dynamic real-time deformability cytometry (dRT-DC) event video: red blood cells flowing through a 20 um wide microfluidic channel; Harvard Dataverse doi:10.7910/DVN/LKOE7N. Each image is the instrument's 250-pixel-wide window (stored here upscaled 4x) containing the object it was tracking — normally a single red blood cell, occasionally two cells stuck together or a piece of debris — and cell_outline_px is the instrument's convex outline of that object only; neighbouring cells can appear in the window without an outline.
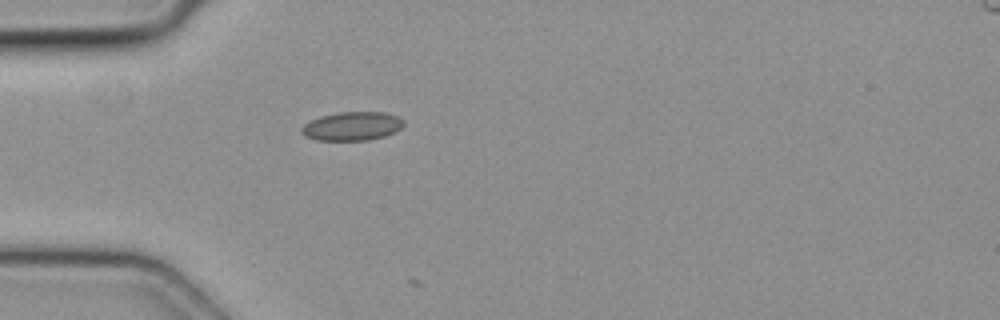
{"species": "common noctule bat (a hibernating species)", "species_latin": "Nyctalus noctula", "temperature_condition": "cold", "stored_images_in_passage": 1, "camera_frame_rate_fps": 3000, "um_per_image_px": 0.085, "animal": {"sex": "female", "body_mass_g": 19.3, "forearm_length_mm": 54.1}, "frame": {"image": 1, "passage_image": 1, "time_ms": 0.0, "image_size_px": [1000, 320], "cell_outline_px": [[404, 124], [396, 132], [384, 136], [368, 140], [316, 140], [304, 136], [300, 132], [300, 128], [308, 120], [320, 116], [340, 112], [384, 112], [396, 116], [404, 120]], "centroid_in_image_um": [29.89, 10.72], "position_along_channel_um": 55.1, "area_um2": 17.22}}